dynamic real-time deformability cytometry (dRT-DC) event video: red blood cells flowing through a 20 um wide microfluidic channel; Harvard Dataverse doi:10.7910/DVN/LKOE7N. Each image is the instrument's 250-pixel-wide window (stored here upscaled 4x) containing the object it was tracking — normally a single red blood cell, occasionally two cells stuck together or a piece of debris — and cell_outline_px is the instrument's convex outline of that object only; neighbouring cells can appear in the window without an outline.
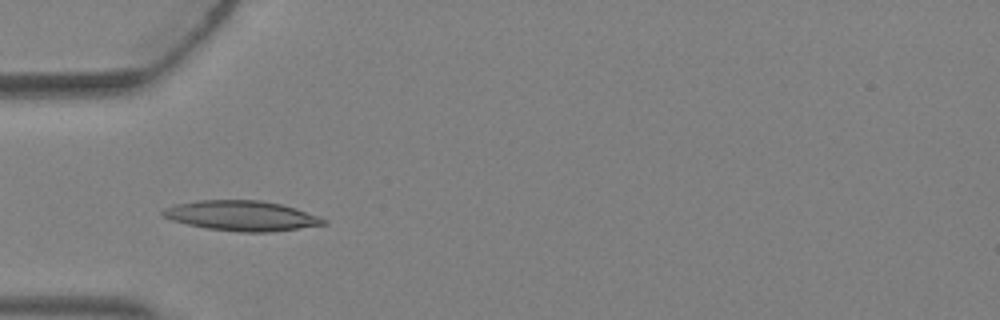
{"species": "Egyptian fruit bat (a non-hibernating species)", "species_latin": "Rousettus aegyptiacus", "temperature_condition": "warm", "stored_images_in_passage": 3, "camera_frame_rate_fps": 3000, "um_per_image_px": 0.085, "animal": {"sex": "female"}, "frame": {"image": 1, "passage_image": 3, "time_ms": 0.667, "image_size_px": [1000, 320], "cell_outline_px": [[328, 224], [272, 232], [240, 232], [208, 228], [188, 224], [172, 220], [164, 216], [160, 212], [164, 208], [176, 204], [200, 200], [260, 200], [280, 204], [296, 208], [320, 216], [328, 220]], "centroid_in_image_um": [20.59, 18.34], "position_along_channel_um": 64.4, "area_um2": 28.15}}